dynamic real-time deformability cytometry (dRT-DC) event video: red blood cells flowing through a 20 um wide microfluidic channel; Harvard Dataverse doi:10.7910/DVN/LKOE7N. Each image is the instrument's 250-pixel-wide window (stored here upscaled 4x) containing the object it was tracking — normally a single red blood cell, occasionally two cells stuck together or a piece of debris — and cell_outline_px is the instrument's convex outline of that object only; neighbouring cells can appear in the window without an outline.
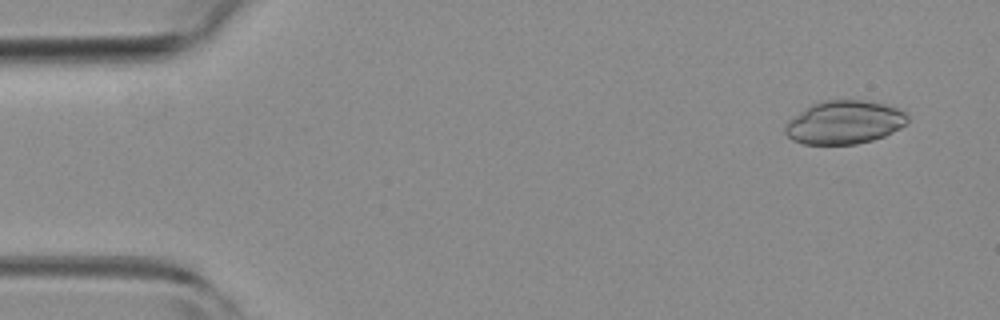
{"species": "common noctule bat (a hibernating species)", "species_latin": "Nyctalus noctula", "temperature_condition": "room temperature", "stored_images_in_passage": 4, "camera_frame_rate_fps": 3000, "um_per_image_px": 0.085, "animal": {"sex": "female", "body_mass_g": 19.3, "forearm_length_mm": 54.1}, "frame": {"image": 1, "passage_image": 1, "time_ms": 0.0, "image_size_px": [1000, 320], "cell_outline_px": [[908, 120], [900, 128], [884, 136], [872, 140], [856, 144], [804, 144], [792, 140], [784, 132], [784, 128], [788, 120], [812, 104], [824, 100], [864, 100], [884, 104], [896, 108], [904, 112], [908, 116]], "centroid_in_image_um": [71.75, 10.4], "position_along_channel_um": 13.3, "area_um2": 30.75}}